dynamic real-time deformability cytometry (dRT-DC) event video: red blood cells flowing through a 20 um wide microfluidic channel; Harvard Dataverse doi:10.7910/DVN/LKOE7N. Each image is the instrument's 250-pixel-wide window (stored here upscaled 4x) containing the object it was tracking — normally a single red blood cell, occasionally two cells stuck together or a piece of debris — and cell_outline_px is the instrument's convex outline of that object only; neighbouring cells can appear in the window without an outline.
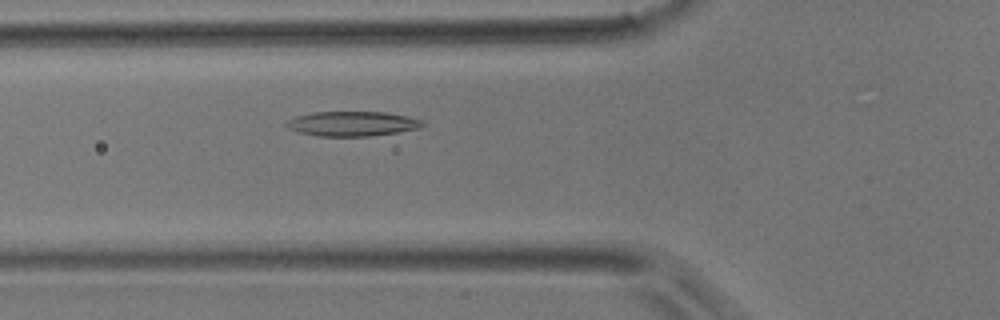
{"species": "common noctule bat (a hibernating species)", "species_latin": "Nyctalus noctula", "temperature_condition": "room temperature", "stored_images_in_passage": 37, "camera_frame_rate_fps": 3000, "um_per_image_px": 0.085, "animal": {"sex": "male", "body_mass_g": 17.9}, "frame": {"image": 1, "passage_image": 13, "time_ms": 4.0, "image_size_px": [1000, 320], "cell_outline_px": [[424, 124], [420, 128], [396, 132], [368, 136], [316, 136], [296, 132], [288, 128], [284, 124], [288, 120], [296, 116], [316, 112], [388, 112], [408, 116], [420, 120]], "centroid_in_image_um": [29.9, 10.51], "position_along_channel_um": 95.9, "area_um2": 19.59}}
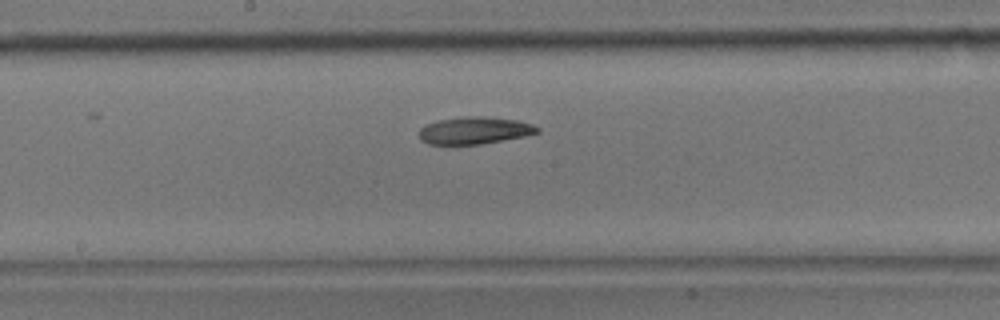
{"frame": {"image": 2, "passage_image": 21, "time_ms": 6.667, "image_size_px": [1000, 320], "cell_outline_px": [[540, 132], [524, 136], [480, 144], [428, 144], [420, 140], [420, 128], [436, 120], [464, 116], [484, 116], [516, 120], [532, 124], [540, 128]], "centroid_in_image_um": [40.33, 11.08], "position_along_channel_um": 207.9, "area_um2": 18.67}}
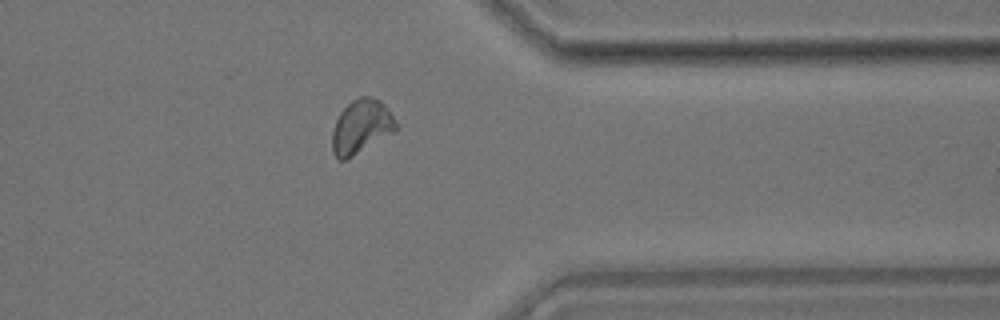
{"frame": {"image": 3, "passage_image": 34, "time_ms": 11.0, "image_size_px": [1000, 320], "cell_outline_px": [[400, 128], [352, 156], [344, 160], [336, 160], [332, 152], [332, 132], [336, 120], [340, 112], [352, 100], [360, 96], [368, 96], [380, 100], [384, 104], [400, 124]], "centroid_in_image_um": [30.71, 10.76], "position_along_channel_um": 380.7, "area_um2": 20.11}}